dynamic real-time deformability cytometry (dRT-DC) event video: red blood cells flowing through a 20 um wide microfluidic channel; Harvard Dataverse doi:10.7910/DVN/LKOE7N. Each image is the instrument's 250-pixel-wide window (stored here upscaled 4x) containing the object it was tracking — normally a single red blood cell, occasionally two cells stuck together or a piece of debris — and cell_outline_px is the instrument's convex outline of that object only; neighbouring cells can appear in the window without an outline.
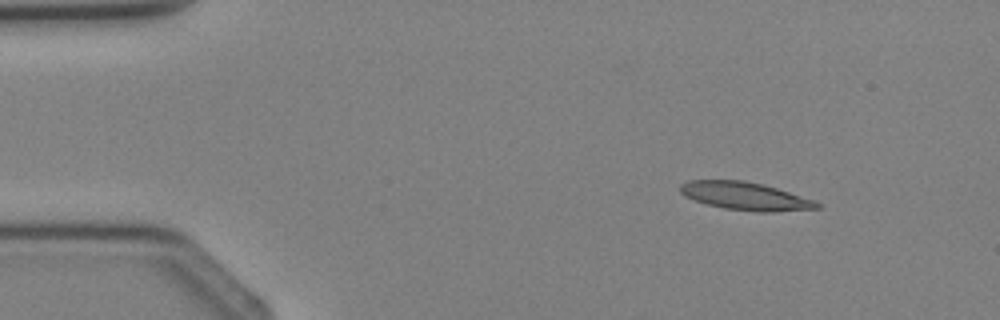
{"species": "Egyptian fruit bat (a non-hibernating species)", "species_latin": "Rousettus aegyptiacus", "temperature_condition": "cold", "stored_images_in_passage": 3, "camera_frame_rate_fps": 3000, "um_per_image_px": 0.085, "animal": {"sex": "female"}, "frame": {"image": 1, "passage_image": 1, "time_ms": 0.0, "image_size_px": [1000, 320], "cell_outline_px": [[820, 208], [772, 212], [760, 212], [724, 208], [708, 204], [684, 196], [680, 192], [680, 184], [688, 180], [744, 180], [776, 188], [812, 200], [820, 204]], "centroid_in_image_um": [63.3, 16.66], "position_along_channel_um": 21.7, "area_um2": 21.91}}
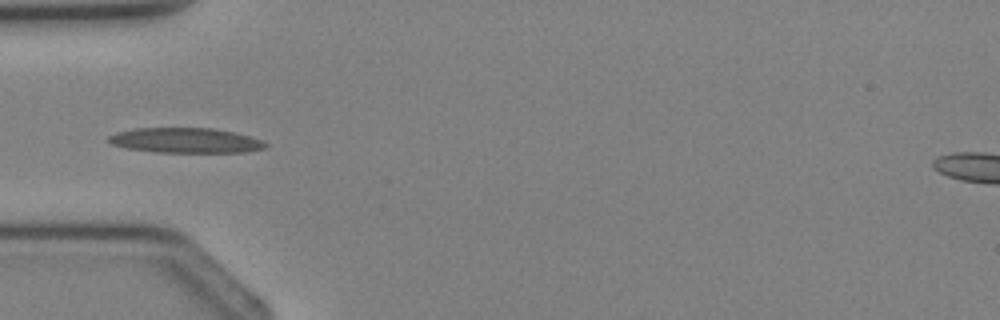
{"frame": {"image": 2, "passage_image": 3, "time_ms": 2.333, "image_size_px": [1000, 320], "cell_outline_px": [[268, 148], [244, 152], [156, 152], [124, 148], [112, 144], [108, 140], [108, 136], [116, 132], [136, 128], [212, 128], [236, 132], [264, 140], [268, 144]], "centroid_in_image_um": [15.81, 11.93], "position_along_channel_um": 69.2, "area_um2": 23.12}}